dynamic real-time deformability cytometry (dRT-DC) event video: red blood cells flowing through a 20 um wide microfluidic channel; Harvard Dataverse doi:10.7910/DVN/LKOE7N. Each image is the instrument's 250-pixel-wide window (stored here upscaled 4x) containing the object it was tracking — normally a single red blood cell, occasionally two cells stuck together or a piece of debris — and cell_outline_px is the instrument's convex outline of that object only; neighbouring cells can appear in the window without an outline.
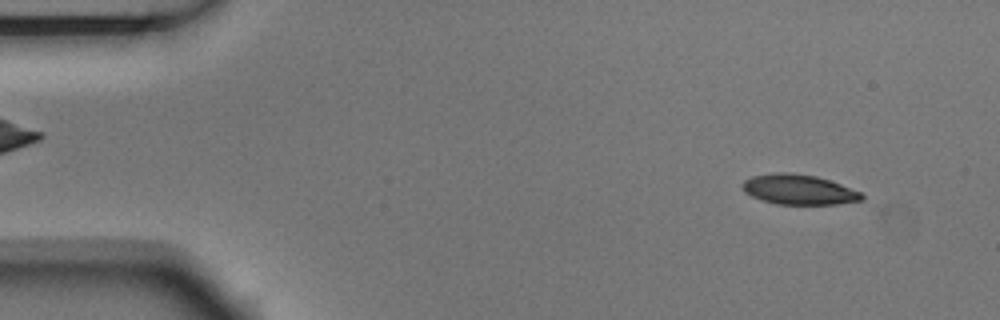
{"species": "Egyptian fruit bat (a non-hibernating species)", "species_latin": "Rousettus aegyptiacus", "temperature_condition": "room temperature", "stored_images_in_passage": 3, "camera_frame_rate_fps": 3000, "um_per_image_px": 0.085, "animal": {"sex": "male"}, "frame": {"image": 1, "passage_image": 1, "time_ms": 0.0, "image_size_px": [1000, 320], "cell_outline_px": [[864, 200], [836, 204], [776, 204], [752, 196], [744, 192], [740, 184], [744, 180], [752, 176], [776, 172], [792, 172], [816, 176], [840, 184], [860, 192], [864, 196]], "centroid_in_image_um": [67.87, 16.1], "position_along_channel_um": 17.1, "area_um2": 20.87}}
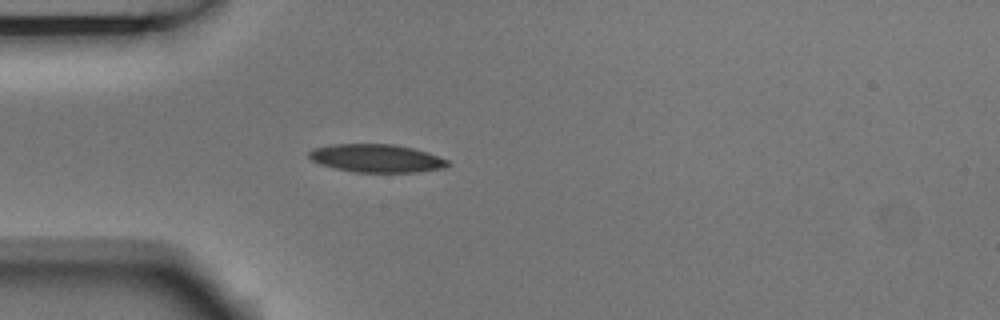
{"frame": {"image": 2, "passage_image": 3, "time_ms": 0.667, "image_size_px": [1000, 320], "cell_outline_px": [[452, 164], [444, 168], [416, 172], [356, 172], [332, 168], [320, 164], [312, 160], [308, 156], [308, 152], [312, 148], [332, 144], [396, 144], [428, 152], [448, 160]], "centroid_in_image_um": [32.0, 13.45], "position_along_channel_um": 53.0, "area_um2": 22.89}}